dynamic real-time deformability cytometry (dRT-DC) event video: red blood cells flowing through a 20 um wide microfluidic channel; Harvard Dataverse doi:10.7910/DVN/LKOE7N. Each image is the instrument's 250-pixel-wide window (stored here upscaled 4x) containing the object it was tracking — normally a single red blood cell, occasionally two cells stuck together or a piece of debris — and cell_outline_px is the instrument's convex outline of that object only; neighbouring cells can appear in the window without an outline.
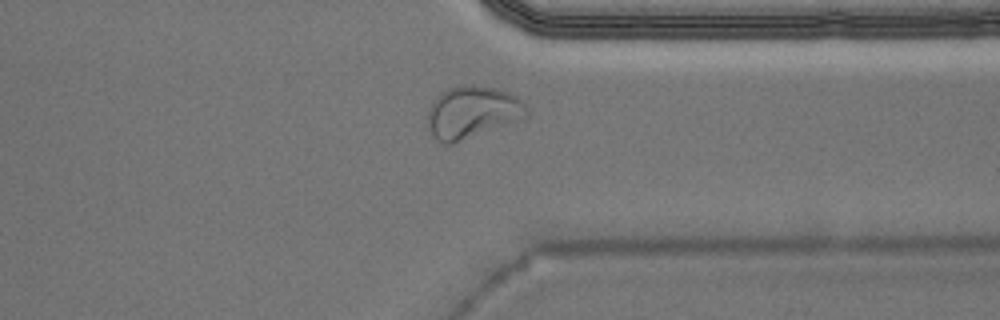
{"species": "Egyptian fruit bat (a non-hibernating species)", "species_latin": "Rousettus aegyptiacus", "temperature_condition": "warm", "stored_images_in_passage": 37, "camera_frame_rate_fps": 3000, "um_per_image_px": 0.085, "animal": {"sex": "male"}, "frame": {"image": 1, "passage_image": 32, "time_ms": 10.333, "image_size_px": [1000, 320], "cell_outline_px": [[528, 116], [452, 144], [444, 144], [436, 140], [432, 136], [428, 128], [428, 108], [432, 100], [440, 92], [448, 88], [464, 84], [476, 84], [496, 88], [508, 92], [524, 100], [528, 104]], "centroid_in_image_um": [40.13, 9.51], "position_along_channel_um": 371.3, "area_um2": 30.46}}